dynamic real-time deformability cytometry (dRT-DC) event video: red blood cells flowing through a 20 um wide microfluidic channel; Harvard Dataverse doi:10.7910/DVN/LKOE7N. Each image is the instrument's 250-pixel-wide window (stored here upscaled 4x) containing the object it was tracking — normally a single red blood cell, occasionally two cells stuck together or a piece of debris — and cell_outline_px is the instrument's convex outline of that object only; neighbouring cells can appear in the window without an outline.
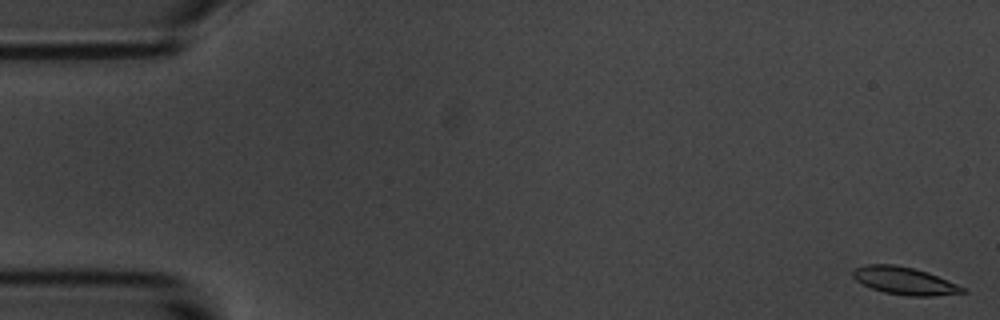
{"species": "common noctule bat (a hibernating species)", "species_latin": "Nyctalus noctula", "temperature_condition": "room temperature", "stored_images_in_passage": 57, "segment_of_instrument_passage": [1, 2], "camera_frame_rate_fps": 3000, "um_per_image_px": 0.085, "animal": {"sex": "male", "body_mass_g": 20.1, "forearm_length_mm": 53.5}, "frame": {"image": 1, "passage_image": 1, "time_ms": 0.0, "image_size_px": [1000, 320], "cell_outline_px": [[968, 292], [932, 296], [908, 296], [884, 292], [872, 288], [856, 280], [852, 276], [852, 272], [856, 268], [864, 264], [892, 264], [912, 268], [928, 272], [956, 284], [964, 288]], "centroid_in_image_um": [76.87, 23.87], "position_along_channel_um": 8.1, "area_um2": 17.4}}
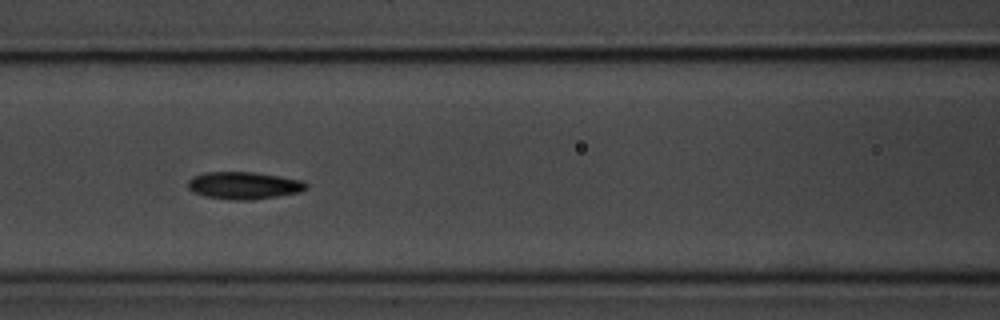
{"frame": {"image": 2, "passage_image": 24, "time_ms": 7.667, "image_size_px": [1000, 320], "cell_outline_px": [[308, 188], [300, 192], [252, 200], [232, 200], [204, 196], [192, 192], [188, 188], [188, 180], [192, 176], [204, 172], [252, 172], [280, 176], [300, 180], [308, 184]], "centroid_in_image_um": [20.7, 15.76], "position_along_channel_um": 145.9, "area_um2": 18.9}}
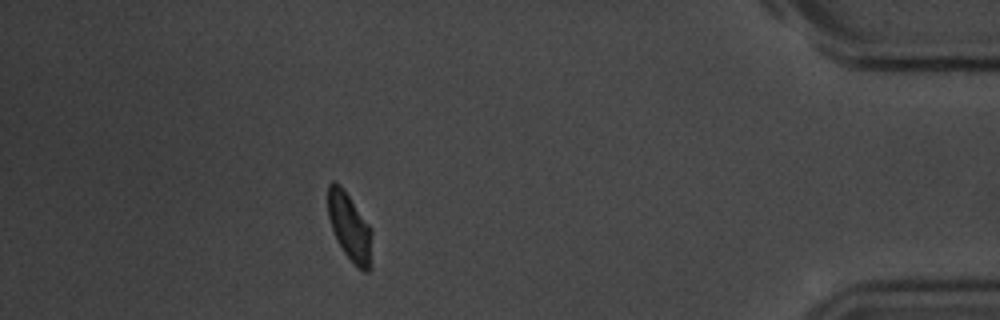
{"frame": {"image": 3, "passage_image": 50, "time_ms": 16.333, "image_size_px": [1000, 320], "cell_outline_px": [[372, 268], [368, 272], [364, 272], [344, 252], [332, 228], [328, 216], [328, 184], [332, 180], [336, 180], [340, 184], [368, 224], [372, 232]], "centroid_in_image_um": [29.74, 19.29], "position_along_channel_um": 405.5, "area_um2": 17.17}}